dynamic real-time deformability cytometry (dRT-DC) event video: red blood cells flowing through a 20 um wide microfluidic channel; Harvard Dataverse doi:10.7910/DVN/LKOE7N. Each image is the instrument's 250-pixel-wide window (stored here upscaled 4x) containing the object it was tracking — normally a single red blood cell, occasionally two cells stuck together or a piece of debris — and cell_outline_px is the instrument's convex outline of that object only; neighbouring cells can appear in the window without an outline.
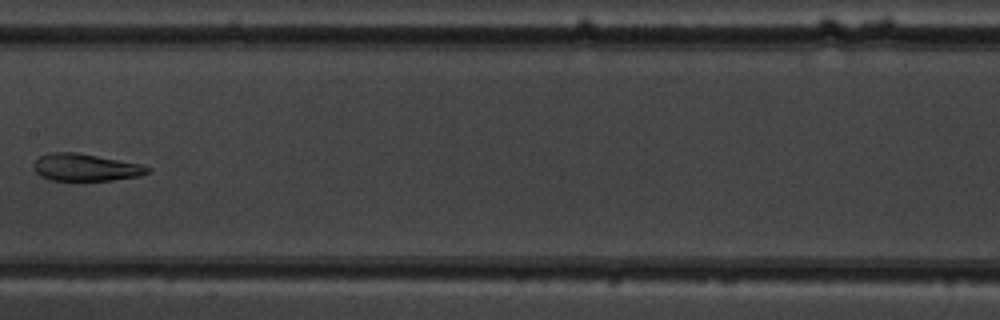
{"species": "common noctule bat (a hibernating species)", "species_latin": "Nyctalus noctula", "temperature_condition": "warm", "stored_images_in_passage": 7, "camera_frame_rate_fps": 3000, "um_per_image_px": 0.085, "animal": {"sex": "male", "body_mass_g": 19.5, "forearm_length_mm": 54.6}, "frame": {"image": 1, "passage_image": 7, "time_ms": 7.0, "image_size_px": [1000, 320], "cell_outline_px": [[152, 168], [148, 172], [140, 176], [112, 180], [48, 180], [40, 176], [36, 172], [32, 164], [40, 156], [48, 152], [76, 152], [140, 164]], "centroid_in_image_um": [7.24, 14.23], "position_along_channel_um": 200.2, "area_um2": 18.03}}